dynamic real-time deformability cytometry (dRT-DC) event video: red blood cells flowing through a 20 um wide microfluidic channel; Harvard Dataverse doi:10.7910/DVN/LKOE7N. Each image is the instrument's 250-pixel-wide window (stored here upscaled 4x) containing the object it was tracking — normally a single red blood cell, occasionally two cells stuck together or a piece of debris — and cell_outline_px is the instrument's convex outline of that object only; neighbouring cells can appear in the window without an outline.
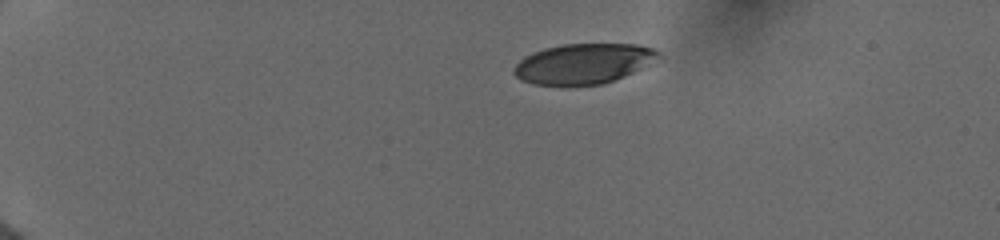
{"species": "human", "species_latin": "Homo sapiens", "temperature_condition": "cold", "stored_images_in_passage": 26, "camera_frame_rate_fps": 3000, "um_per_image_px": 0.085, "donor": {"sex": "female"}, "frame": {"image": 1, "passage_image": 1, "time_ms": 0.0, "image_size_px": [1000, 240], "cell_outline_px": [[664, 56], [624, 76], [604, 84], [532, 84], [520, 80], [512, 72], [512, 68], [524, 56], [532, 52], [544, 48], [564, 44], [640, 44], [656, 48]], "centroid_in_image_um": [49.61, 5.39], "position_along_channel_um": 35.4, "area_um2": 33.87}}
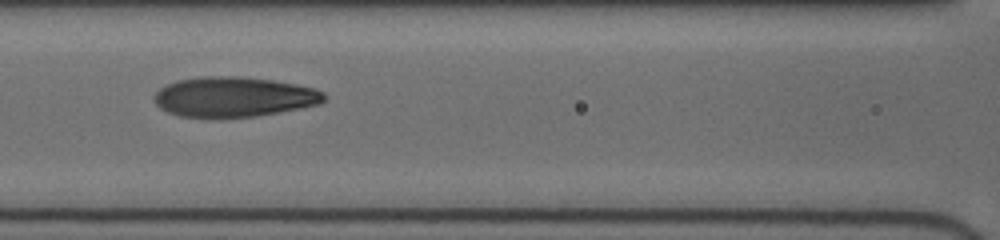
{"frame": {"image": 2, "passage_image": 11, "time_ms": 5.0, "image_size_px": [1000, 240], "cell_outline_px": [[324, 100], [320, 104], [300, 108], [256, 116], [180, 116], [168, 112], [160, 108], [152, 100], [152, 96], [160, 88], [176, 80], [200, 76], [244, 76], [272, 80], [296, 84], [316, 88], [324, 92]], "centroid_in_image_um": [19.87, 8.21], "position_along_channel_um": 146.7, "area_um2": 39.48}}
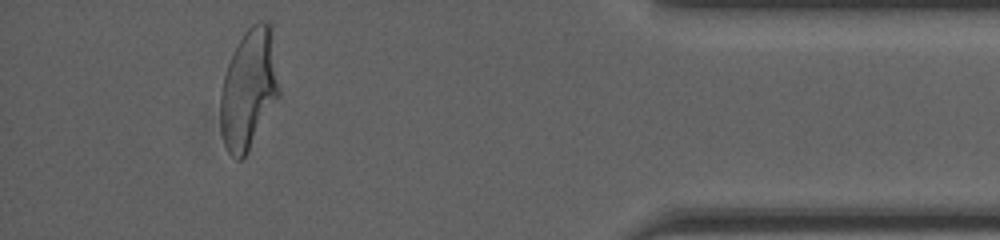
{"frame": {"image": 3, "passage_image": 23, "time_ms": 12.667, "image_size_px": [1000, 240], "cell_outline_px": [[280, 96], [244, 156], [240, 160], [236, 160], [228, 152], [224, 144], [220, 132], [220, 92], [224, 76], [228, 64], [244, 32], [252, 24], [260, 20], [268, 20], [272, 24], [280, 88]], "centroid_in_image_um": [21.16, 7.53], "position_along_channel_um": 414.0, "area_um2": 41.33}, "authors_computed_cell_mechanics": {"area_um2": 39.4485, "velocity_mm_per_s": 4.0047, "shape_relaxation_time_tau1_ms": 4.447, "shape_relaxation_time_tau2_ms": 1.095, "deformation_change_tau1": 0.205, "deformation_change_tau2": 0.0737}}